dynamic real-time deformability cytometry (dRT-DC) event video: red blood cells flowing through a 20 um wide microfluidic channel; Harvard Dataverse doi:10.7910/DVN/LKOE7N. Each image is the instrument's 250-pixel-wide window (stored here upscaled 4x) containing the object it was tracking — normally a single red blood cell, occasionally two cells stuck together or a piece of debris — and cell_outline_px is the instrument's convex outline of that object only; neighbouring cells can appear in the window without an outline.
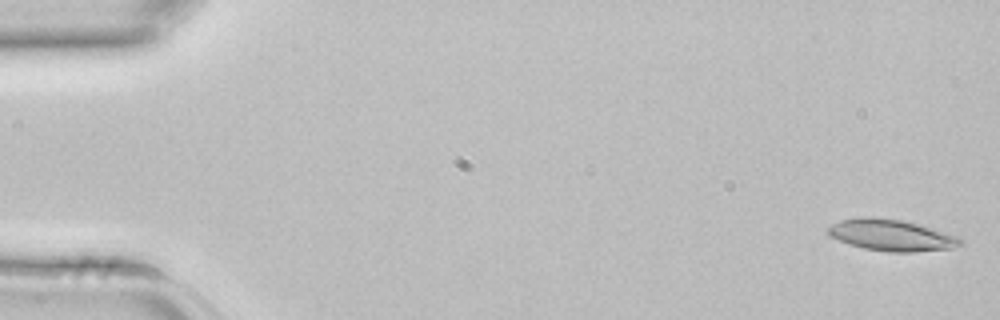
{"species": "common noctule bat (a hibernating species)", "species_latin": "Nyctalus noctula", "temperature_condition": "room temperature", "stored_images_in_passage": 5, "segment_of_instrument_passage": [2, 2], "camera_frame_rate_fps": 3000, "um_per_image_px": 0.085, "animal": {"sex": "female", "body_mass_g": 22.7, "forearm_length_mm": 54.2}, "frame": {"image": 1, "passage_image": 5, "time_ms": 1.333, "image_size_px": [1000, 320], "cell_outline_px": [[964, 244], [952, 248], [916, 252], [888, 252], [864, 248], [848, 244], [824, 232], [832, 224], [840, 220], [868, 216], [872, 216], [904, 220], [920, 224], [960, 236], [964, 240]], "centroid_in_image_um": [75.83, 19.98], "position_along_channel_um": 9.2, "area_um2": 24.62}}